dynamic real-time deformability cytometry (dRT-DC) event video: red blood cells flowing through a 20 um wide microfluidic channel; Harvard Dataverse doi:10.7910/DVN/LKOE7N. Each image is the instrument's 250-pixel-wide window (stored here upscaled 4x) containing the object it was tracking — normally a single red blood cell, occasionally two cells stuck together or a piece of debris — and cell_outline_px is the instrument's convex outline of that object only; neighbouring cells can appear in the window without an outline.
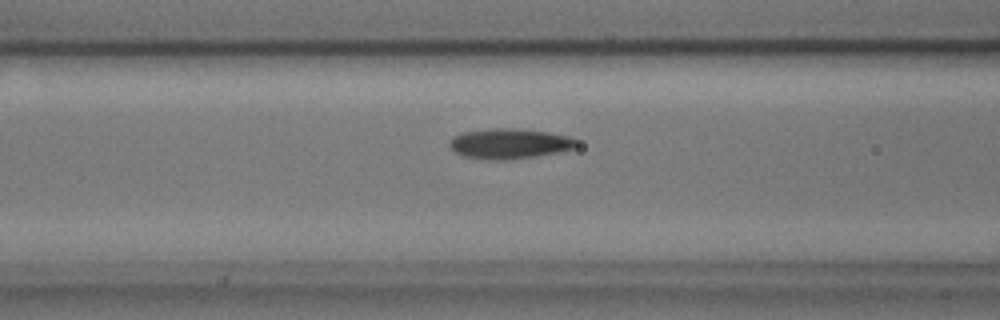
{"species": "common noctule bat (a hibernating species)", "species_latin": "Nyctalus noctula", "temperature_condition": "cold", "stored_images_in_passage": 34, "camera_frame_rate_fps": 3000, "um_per_image_px": 0.085, "animal": {"sex": "male", "body_mass_g": 17.9, "forearm_length_mm": 54.2}, "frame": {"image": 1, "passage_image": 5, "time_ms": 1.333, "image_size_px": [1000, 320], "cell_outline_px": [[576, 144], [572, 148], [560, 152], [536, 156], [508, 160], [488, 160], [464, 156], [452, 152], [448, 144], [452, 136], [464, 132], [488, 128], [516, 128], [548, 132], [568, 136], [576, 140]], "centroid_in_image_um": [43.23, 12.21], "position_along_channel_um": 123.4, "area_um2": 22.54}}
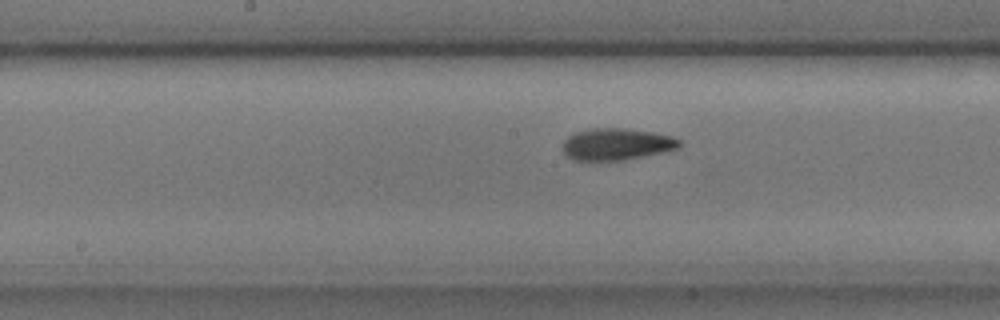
{"frame": {"image": 2, "passage_image": 11, "time_ms": 3.333, "image_size_px": [1000, 320], "cell_outline_px": [[680, 148], [664, 152], [624, 160], [572, 160], [564, 152], [564, 140], [568, 136], [576, 132], [592, 128], [624, 128], [652, 132], [672, 136], [680, 140]], "centroid_in_image_um": [52.43, 12.25], "position_along_channel_um": 195.8, "area_um2": 21.56}}
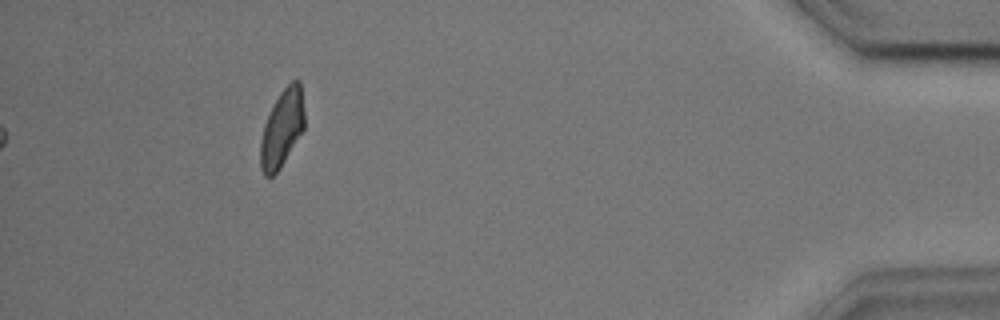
{"frame": {"image": 3, "passage_image": 34, "time_ms": 11.0, "image_size_px": [1000, 320], "cell_outline_px": [[304, 128], [280, 168], [272, 176], [264, 176], [260, 168], [260, 140], [264, 124], [280, 92], [292, 80], [300, 80], [304, 112]], "centroid_in_image_um": [23.96, 10.92], "position_along_channel_um": 411.2, "area_um2": 19.59}}